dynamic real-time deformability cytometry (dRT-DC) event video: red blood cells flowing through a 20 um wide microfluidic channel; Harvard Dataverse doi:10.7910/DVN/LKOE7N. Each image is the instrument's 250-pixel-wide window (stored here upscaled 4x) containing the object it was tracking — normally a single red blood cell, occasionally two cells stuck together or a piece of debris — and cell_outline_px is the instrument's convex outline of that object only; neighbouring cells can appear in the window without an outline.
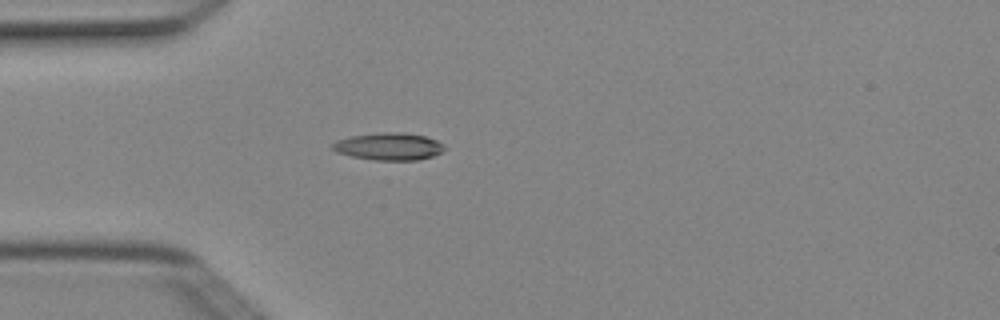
{"species": "Egyptian fruit bat (a non-hibernating species)", "species_latin": "Rousettus aegyptiacus", "temperature_condition": "cold", "stored_images_in_passage": 4, "camera_frame_rate_fps": 3000, "um_per_image_px": 0.085, "animal": {"sex": "female"}, "frame": {"image": 1, "passage_image": 4, "time_ms": 1.0, "image_size_px": [1000, 320], "cell_outline_px": [[444, 152], [432, 156], [416, 160], [376, 160], [352, 156], [336, 152], [332, 148], [332, 144], [336, 140], [352, 136], [380, 132], [400, 132], [424, 136], [436, 140], [444, 144]], "centroid_in_image_um": [33.06, 12.45], "position_along_channel_um": 51.9, "area_um2": 17.74}}